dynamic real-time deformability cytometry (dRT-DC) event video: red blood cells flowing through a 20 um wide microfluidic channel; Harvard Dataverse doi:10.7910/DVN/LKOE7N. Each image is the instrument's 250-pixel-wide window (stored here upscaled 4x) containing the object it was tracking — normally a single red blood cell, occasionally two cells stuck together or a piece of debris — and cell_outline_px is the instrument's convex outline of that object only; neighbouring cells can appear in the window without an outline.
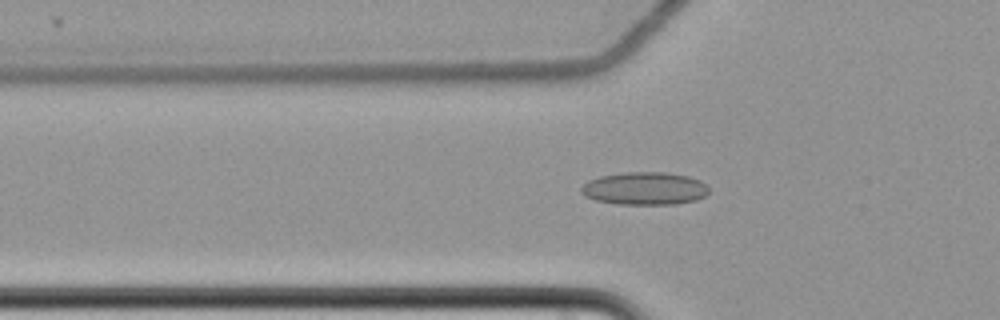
{"species": "common noctule bat (a hibernating species)", "species_latin": "Nyctalus noctula", "temperature_condition": "cold", "stored_images_in_passage": 52, "camera_frame_rate_fps": 3000, "um_per_image_px": 0.085, "animal": {"sex": "female", "body_mass_g": 22.7, "forearm_length_mm": 54.2}, "frame": {"image": 1, "passage_image": 19, "time_ms": 6.0, "image_size_px": [1000, 320], "cell_outline_px": [[708, 192], [704, 196], [696, 200], [676, 204], [620, 204], [596, 200], [584, 196], [580, 192], [580, 188], [588, 180], [600, 176], [624, 172], [664, 172], [688, 176], [700, 180], [708, 188]], "centroid_in_image_um": [54.77, 16.02], "position_along_channel_um": 71.0, "area_um2": 24.39}}
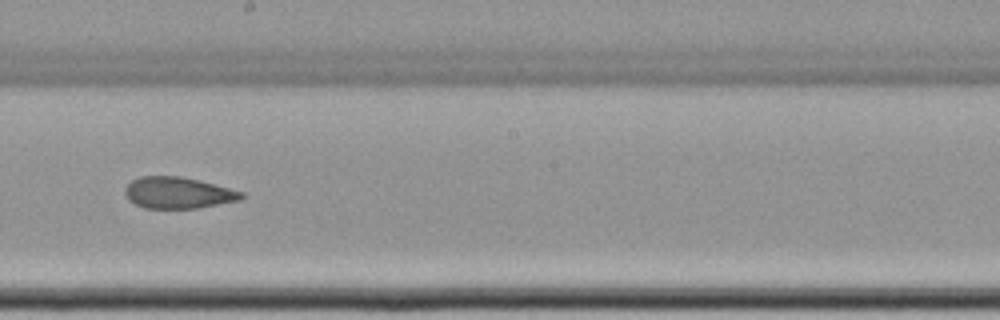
{"frame": {"image": 2, "passage_image": 33, "time_ms": 10.667, "image_size_px": [1000, 320], "cell_outline_px": [[244, 196], [240, 200], [196, 208], [144, 208], [128, 200], [124, 192], [124, 188], [132, 180], [140, 176], [180, 176], [200, 180], [244, 192]], "centroid_in_image_um": [15.12, 16.38], "position_along_channel_um": 233.1, "area_um2": 21.33}}
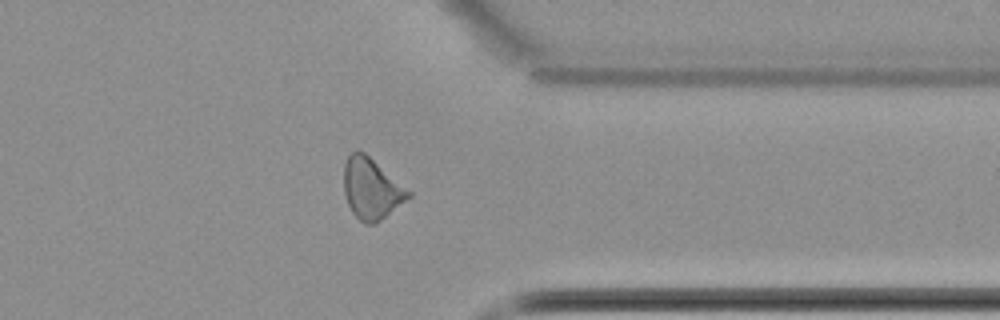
{"frame": {"image": 3, "passage_image": 46, "time_ms": 15.0, "image_size_px": [1000, 320], "cell_outline_px": [[412, 196], [376, 224], [364, 224], [352, 212], [348, 204], [344, 192], [344, 164], [348, 156], [356, 148], [364, 152], [412, 192]], "centroid_in_image_um": [31.57, 16.04], "position_along_channel_um": 379.8, "area_um2": 22.95}, "authors_computed_cell_mechanics": {"area_um2": 22.5998, "velocity_mm_per_s": 3.4954, "shape_relaxation_time_tau1_ms": null, "shape_relaxation_time_tau2_ms": 3.1314, "deformation_change_tau1": null, "deformation_change_tau2": 0.0969}}